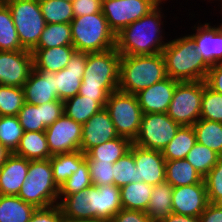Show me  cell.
<instances>
[{"mask_svg": "<svg viewBox=\"0 0 222 222\" xmlns=\"http://www.w3.org/2000/svg\"><path fill=\"white\" fill-rule=\"evenodd\" d=\"M58 195L50 160H29L26 181L17 196L38 209L57 205Z\"/></svg>", "mask_w": 222, "mask_h": 222, "instance_id": "8992f818", "label": "cell"}, {"mask_svg": "<svg viewBox=\"0 0 222 222\" xmlns=\"http://www.w3.org/2000/svg\"><path fill=\"white\" fill-rule=\"evenodd\" d=\"M90 194V219L98 218L108 222L122 209L120 188L115 185H92Z\"/></svg>", "mask_w": 222, "mask_h": 222, "instance_id": "44dd1931", "label": "cell"}, {"mask_svg": "<svg viewBox=\"0 0 222 222\" xmlns=\"http://www.w3.org/2000/svg\"><path fill=\"white\" fill-rule=\"evenodd\" d=\"M24 104L22 87L0 85V116H17Z\"/></svg>", "mask_w": 222, "mask_h": 222, "instance_id": "f35d334b", "label": "cell"}, {"mask_svg": "<svg viewBox=\"0 0 222 222\" xmlns=\"http://www.w3.org/2000/svg\"><path fill=\"white\" fill-rule=\"evenodd\" d=\"M204 81L209 88L222 94V63L210 66Z\"/></svg>", "mask_w": 222, "mask_h": 222, "instance_id": "816d5d0a", "label": "cell"}, {"mask_svg": "<svg viewBox=\"0 0 222 222\" xmlns=\"http://www.w3.org/2000/svg\"><path fill=\"white\" fill-rule=\"evenodd\" d=\"M33 69L31 51H0V85L23 87Z\"/></svg>", "mask_w": 222, "mask_h": 222, "instance_id": "4fadbf2b", "label": "cell"}, {"mask_svg": "<svg viewBox=\"0 0 222 222\" xmlns=\"http://www.w3.org/2000/svg\"><path fill=\"white\" fill-rule=\"evenodd\" d=\"M119 137L108 111L102 108L82 125L80 150L86 154L94 146Z\"/></svg>", "mask_w": 222, "mask_h": 222, "instance_id": "ac0fdd59", "label": "cell"}, {"mask_svg": "<svg viewBox=\"0 0 222 222\" xmlns=\"http://www.w3.org/2000/svg\"><path fill=\"white\" fill-rule=\"evenodd\" d=\"M14 154L27 160H45L52 156L44 131H24Z\"/></svg>", "mask_w": 222, "mask_h": 222, "instance_id": "d4e9b609", "label": "cell"}, {"mask_svg": "<svg viewBox=\"0 0 222 222\" xmlns=\"http://www.w3.org/2000/svg\"><path fill=\"white\" fill-rule=\"evenodd\" d=\"M179 82L166 77L136 94L142 114L166 113Z\"/></svg>", "mask_w": 222, "mask_h": 222, "instance_id": "d6986e66", "label": "cell"}, {"mask_svg": "<svg viewBox=\"0 0 222 222\" xmlns=\"http://www.w3.org/2000/svg\"><path fill=\"white\" fill-rule=\"evenodd\" d=\"M60 222H106L102 219L91 218V219H76V218H65L62 217Z\"/></svg>", "mask_w": 222, "mask_h": 222, "instance_id": "9f6ffc18", "label": "cell"}, {"mask_svg": "<svg viewBox=\"0 0 222 222\" xmlns=\"http://www.w3.org/2000/svg\"><path fill=\"white\" fill-rule=\"evenodd\" d=\"M207 1H208V2H209V1H210V2H211V1H214V2H215V1H220V2H222V0H207Z\"/></svg>", "mask_w": 222, "mask_h": 222, "instance_id": "94428289", "label": "cell"}, {"mask_svg": "<svg viewBox=\"0 0 222 222\" xmlns=\"http://www.w3.org/2000/svg\"><path fill=\"white\" fill-rule=\"evenodd\" d=\"M207 190L209 203H213L222 192V155L216 165L203 178Z\"/></svg>", "mask_w": 222, "mask_h": 222, "instance_id": "bcb514c9", "label": "cell"}, {"mask_svg": "<svg viewBox=\"0 0 222 222\" xmlns=\"http://www.w3.org/2000/svg\"><path fill=\"white\" fill-rule=\"evenodd\" d=\"M93 186L114 185L113 163L88 162Z\"/></svg>", "mask_w": 222, "mask_h": 222, "instance_id": "f6af8a7d", "label": "cell"}, {"mask_svg": "<svg viewBox=\"0 0 222 222\" xmlns=\"http://www.w3.org/2000/svg\"><path fill=\"white\" fill-rule=\"evenodd\" d=\"M18 50L26 49L19 42V36L8 6L0 0V51Z\"/></svg>", "mask_w": 222, "mask_h": 222, "instance_id": "e575fe53", "label": "cell"}, {"mask_svg": "<svg viewBox=\"0 0 222 222\" xmlns=\"http://www.w3.org/2000/svg\"><path fill=\"white\" fill-rule=\"evenodd\" d=\"M25 102L34 105L59 100L55 73L33 69L23 85Z\"/></svg>", "mask_w": 222, "mask_h": 222, "instance_id": "ffe728a7", "label": "cell"}, {"mask_svg": "<svg viewBox=\"0 0 222 222\" xmlns=\"http://www.w3.org/2000/svg\"><path fill=\"white\" fill-rule=\"evenodd\" d=\"M155 1L159 4H164L165 5V2H167L168 0H155Z\"/></svg>", "mask_w": 222, "mask_h": 222, "instance_id": "680465c9", "label": "cell"}, {"mask_svg": "<svg viewBox=\"0 0 222 222\" xmlns=\"http://www.w3.org/2000/svg\"><path fill=\"white\" fill-rule=\"evenodd\" d=\"M121 54L116 47L88 53L79 95L95 99L105 108L108 96L118 90Z\"/></svg>", "mask_w": 222, "mask_h": 222, "instance_id": "7a4b0ae2", "label": "cell"}, {"mask_svg": "<svg viewBox=\"0 0 222 222\" xmlns=\"http://www.w3.org/2000/svg\"><path fill=\"white\" fill-rule=\"evenodd\" d=\"M166 181L173 187L204 183L203 177L186 159L166 161Z\"/></svg>", "mask_w": 222, "mask_h": 222, "instance_id": "f1b7e54d", "label": "cell"}, {"mask_svg": "<svg viewBox=\"0 0 222 222\" xmlns=\"http://www.w3.org/2000/svg\"><path fill=\"white\" fill-rule=\"evenodd\" d=\"M72 45L70 23L46 24L34 48H52Z\"/></svg>", "mask_w": 222, "mask_h": 222, "instance_id": "d590c367", "label": "cell"}, {"mask_svg": "<svg viewBox=\"0 0 222 222\" xmlns=\"http://www.w3.org/2000/svg\"><path fill=\"white\" fill-rule=\"evenodd\" d=\"M132 141L119 136L91 148L85 155L87 162L115 163L129 152Z\"/></svg>", "mask_w": 222, "mask_h": 222, "instance_id": "cb8c5ba5", "label": "cell"}, {"mask_svg": "<svg viewBox=\"0 0 222 222\" xmlns=\"http://www.w3.org/2000/svg\"><path fill=\"white\" fill-rule=\"evenodd\" d=\"M62 211L59 205L47 208H38L32 214L29 222H60Z\"/></svg>", "mask_w": 222, "mask_h": 222, "instance_id": "c3c4849f", "label": "cell"}, {"mask_svg": "<svg viewBox=\"0 0 222 222\" xmlns=\"http://www.w3.org/2000/svg\"><path fill=\"white\" fill-rule=\"evenodd\" d=\"M23 132L18 116H0V142L12 153L18 148Z\"/></svg>", "mask_w": 222, "mask_h": 222, "instance_id": "60d3db41", "label": "cell"}, {"mask_svg": "<svg viewBox=\"0 0 222 222\" xmlns=\"http://www.w3.org/2000/svg\"><path fill=\"white\" fill-rule=\"evenodd\" d=\"M49 160L53 170V179L57 186L60 187L79 169L80 165L86 160V155L81 150H78L53 155Z\"/></svg>", "mask_w": 222, "mask_h": 222, "instance_id": "4316f807", "label": "cell"}, {"mask_svg": "<svg viewBox=\"0 0 222 222\" xmlns=\"http://www.w3.org/2000/svg\"><path fill=\"white\" fill-rule=\"evenodd\" d=\"M90 187L78 193L65 196L59 203L62 217L90 219Z\"/></svg>", "mask_w": 222, "mask_h": 222, "instance_id": "836d02e7", "label": "cell"}, {"mask_svg": "<svg viewBox=\"0 0 222 222\" xmlns=\"http://www.w3.org/2000/svg\"><path fill=\"white\" fill-rule=\"evenodd\" d=\"M12 154L1 142H0V169L3 167L8 157Z\"/></svg>", "mask_w": 222, "mask_h": 222, "instance_id": "11a10c76", "label": "cell"}, {"mask_svg": "<svg viewBox=\"0 0 222 222\" xmlns=\"http://www.w3.org/2000/svg\"><path fill=\"white\" fill-rule=\"evenodd\" d=\"M180 126L166 113L142 114L139 133L133 144L162 151L175 137Z\"/></svg>", "mask_w": 222, "mask_h": 222, "instance_id": "30bf717a", "label": "cell"}, {"mask_svg": "<svg viewBox=\"0 0 222 222\" xmlns=\"http://www.w3.org/2000/svg\"><path fill=\"white\" fill-rule=\"evenodd\" d=\"M76 52L73 45L52 48H33V65L35 70L58 72L64 69L72 55Z\"/></svg>", "mask_w": 222, "mask_h": 222, "instance_id": "603a6c76", "label": "cell"}, {"mask_svg": "<svg viewBox=\"0 0 222 222\" xmlns=\"http://www.w3.org/2000/svg\"><path fill=\"white\" fill-rule=\"evenodd\" d=\"M63 101L42 104V123L47 128L63 115Z\"/></svg>", "mask_w": 222, "mask_h": 222, "instance_id": "7dc6e473", "label": "cell"}, {"mask_svg": "<svg viewBox=\"0 0 222 222\" xmlns=\"http://www.w3.org/2000/svg\"><path fill=\"white\" fill-rule=\"evenodd\" d=\"M220 6H222V2H221V5ZM222 8V7H221ZM221 15H222V9L220 10V12H219ZM222 18V17H221ZM220 21H222V19H220ZM218 24H220L219 26L222 28V22L221 23H218Z\"/></svg>", "mask_w": 222, "mask_h": 222, "instance_id": "91938a15", "label": "cell"}, {"mask_svg": "<svg viewBox=\"0 0 222 222\" xmlns=\"http://www.w3.org/2000/svg\"><path fill=\"white\" fill-rule=\"evenodd\" d=\"M153 186L147 183L133 182L120 188L122 209L126 210H147Z\"/></svg>", "mask_w": 222, "mask_h": 222, "instance_id": "83f0119b", "label": "cell"}, {"mask_svg": "<svg viewBox=\"0 0 222 222\" xmlns=\"http://www.w3.org/2000/svg\"><path fill=\"white\" fill-rule=\"evenodd\" d=\"M199 218L201 222H222V209L209 203Z\"/></svg>", "mask_w": 222, "mask_h": 222, "instance_id": "f5cc1de1", "label": "cell"}, {"mask_svg": "<svg viewBox=\"0 0 222 222\" xmlns=\"http://www.w3.org/2000/svg\"><path fill=\"white\" fill-rule=\"evenodd\" d=\"M102 108L95 99L79 94L63 101L64 114L82 125Z\"/></svg>", "mask_w": 222, "mask_h": 222, "instance_id": "1f68e13d", "label": "cell"}, {"mask_svg": "<svg viewBox=\"0 0 222 222\" xmlns=\"http://www.w3.org/2000/svg\"><path fill=\"white\" fill-rule=\"evenodd\" d=\"M168 77L162 53L155 55H121L118 90L136 95Z\"/></svg>", "mask_w": 222, "mask_h": 222, "instance_id": "277c9868", "label": "cell"}, {"mask_svg": "<svg viewBox=\"0 0 222 222\" xmlns=\"http://www.w3.org/2000/svg\"><path fill=\"white\" fill-rule=\"evenodd\" d=\"M134 157L137 169V182H145L154 186L166 181L165 164L162 151L146 149L136 144L129 150Z\"/></svg>", "mask_w": 222, "mask_h": 222, "instance_id": "5bb4252c", "label": "cell"}, {"mask_svg": "<svg viewBox=\"0 0 222 222\" xmlns=\"http://www.w3.org/2000/svg\"><path fill=\"white\" fill-rule=\"evenodd\" d=\"M29 160L12 153L0 169V195L17 196L28 174Z\"/></svg>", "mask_w": 222, "mask_h": 222, "instance_id": "7402d4cb", "label": "cell"}, {"mask_svg": "<svg viewBox=\"0 0 222 222\" xmlns=\"http://www.w3.org/2000/svg\"><path fill=\"white\" fill-rule=\"evenodd\" d=\"M162 54L167 76L178 82L204 81L210 66L196 49L194 39L188 34L169 39Z\"/></svg>", "mask_w": 222, "mask_h": 222, "instance_id": "3957f363", "label": "cell"}, {"mask_svg": "<svg viewBox=\"0 0 222 222\" xmlns=\"http://www.w3.org/2000/svg\"><path fill=\"white\" fill-rule=\"evenodd\" d=\"M208 204L205 183L173 187V213L199 217Z\"/></svg>", "mask_w": 222, "mask_h": 222, "instance_id": "2e32d148", "label": "cell"}, {"mask_svg": "<svg viewBox=\"0 0 222 222\" xmlns=\"http://www.w3.org/2000/svg\"><path fill=\"white\" fill-rule=\"evenodd\" d=\"M105 109L117 134L133 142L139 133L142 118L137 96L120 90L113 91L108 96Z\"/></svg>", "mask_w": 222, "mask_h": 222, "instance_id": "ba28073f", "label": "cell"}, {"mask_svg": "<svg viewBox=\"0 0 222 222\" xmlns=\"http://www.w3.org/2000/svg\"><path fill=\"white\" fill-rule=\"evenodd\" d=\"M163 4L116 34V49L121 55L139 56L162 53L165 39ZM162 18L163 21H162ZM166 40V41H165Z\"/></svg>", "mask_w": 222, "mask_h": 222, "instance_id": "6da1fadb", "label": "cell"}, {"mask_svg": "<svg viewBox=\"0 0 222 222\" xmlns=\"http://www.w3.org/2000/svg\"><path fill=\"white\" fill-rule=\"evenodd\" d=\"M197 23L190 27L193 33L189 34L194 39L196 49L209 66L222 63V28L211 22Z\"/></svg>", "mask_w": 222, "mask_h": 222, "instance_id": "9a60e30c", "label": "cell"}, {"mask_svg": "<svg viewBox=\"0 0 222 222\" xmlns=\"http://www.w3.org/2000/svg\"><path fill=\"white\" fill-rule=\"evenodd\" d=\"M17 116L23 131H45L46 129L42 123V104L34 105L25 102Z\"/></svg>", "mask_w": 222, "mask_h": 222, "instance_id": "ee69618b", "label": "cell"}, {"mask_svg": "<svg viewBox=\"0 0 222 222\" xmlns=\"http://www.w3.org/2000/svg\"><path fill=\"white\" fill-rule=\"evenodd\" d=\"M46 24L71 23L74 18L72 3L64 0H39Z\"/></svg>", "mask_w": 222, "mask_h": 222, "instance_id": "8d00e7d4", "label": "cell"}, {"mask_svg": "<svg viewBox=\"0 0 222 222\" xmlns=\"http://www.w3.org/2000/svg\"><path fill=\"white\" fill-rule=\"evenodd\" d=\"M92 186L87 159L79 169L59 187L58 203L68 195L78 193Z\"/></svg>", "mask_w": 222, "mask_h": 222, "instance_id": "ab89813d", "label": "cell"}, {"mask_svg": "<svg viewBox=\"0 0 222 222\" xmlns=\"http://www.w3.org/2000/svg\"><path fill=\"white\" fill-rule=\"evenodd\" d=\"M113 175L114 185L119 188L137 182V169L130 151L113 164Z\"/></svg>", "mask_w": 222, "mask_h": 222, "instance_id": "7bdbcfd3", "label": "cell"}, {"mask_svg": "<svg viewBox=\"0 0 222 222\" xmlns=\"http://www.w3.org/2000/svg\"><path fill=\"white\" fill-rule=\"evenodd\" d=\"M219 156L218 153L209 147L196 142L185 159L204 178L216 165Z\"/></svg>", "mask_w": 222, "mask_h": 222, "instance_id": "74e56055", "label": "cell"}, {"mask_svg": "<svg viewBox=\"0 0 222 222\" xmlns=\"http://www.w3.org/2000/svg\"><path fill=\"white\" fill-rule=\"evenodd\" d=\"M212 204L217 208L222 209V192H220V197H218Z\"/></svg>", "mask_w": 222, "mask_h": 222, "instance_id": "6f0895ef", "label": "cell"}, {"mask_svg": "<svg viewBox=\"0 0 222 222\" xmlns=\"http://www.w3.org/2000/svg\"><path fill=\"white\" fill-rule=\"evenodd\" d=\"M161 222H201L199 217L195 216H185L177 213L169 214Z\"/></svg>", "mask_w": 222, "mask_h": 222, "instance_id": "db71d44e", "label": "cell"}, {"mask_svg": "<svg viewBox=\"0 0 222 222\" xmlns=\"http://www.w3.org/2000/svg\"><path fill=\"white\" fill-rule=\"evenodd\" d=\"M158 4L155 0H102L101 11L109 28L116 35L123 28L147 15Z\"/></svg>", "mask_w": 222, "mask_h": 222, "instance_id": "8fae6325", "label": "cell"}, {"mask_svg": "<svg viewBox=\"0 0 222 222\" xmlns=\"http://www.w3.org/2000/svg\"><path fill=\"white\" fill-rule=\"evenodd\" d=\"M196 142L193 127L181 125L175 137L162 150L163 157L166 161L185 159Z\"/></svg>", "mask_w": 222, "mask_h": 222, "instance_id": "4dcf8cb0", "label": "cell"}, {"mask_svg": "<svg viewBox=\"0 0 222 222\" xmlns=\"http://www.w3.org/2000/svg\"><path fill=\"white\" fill-rule=\"evenodd\" d=\"M88 52L76 51L67 66L55 72V83L59 100L65 101L78 94L82 83Z\"/></svg>", "mask_w": 222, "mask_h": 222, "instance_id": "e0dca14e", "label": "cell"}, {"mask_svg": "<svg viewBox=\"0 0 222 222\" xmlns=\"http://www.w3.org/2000/svg\"><path fill=\"white\" fill-rule=\"evenodd\" d=\"M9 8L21 46L31 51L45 28L39 0H2Z\"/></svg>", "mask_w": 222, "mask_h": 222, "instance_id": "52a82bcc", "label": "cell"}, {"mask_svg": "<svg viewBox=\"0 0 222 222\" xmlns=\"http://www.w3.org/2000/svg\"><path fill=\"white\" fill-rule=\"evenodd\" d=\"M203 81L179 82L166 114L184 126H193L201 115Z\"/></svg>", "mask_w": 222, "mask_h": 222, "instance_id": "9c48e42d", "label": "cell"}, {"mask_svg": "<svg viewBox=\"0 0 222 222\" xmlns=\"http://www.w3.org/2000/svg\"><path fill=\"white\" fill-rule=\"evenodd\" d=\"M172 193L173 186L167 181L153 186V191L146 210V214L150 217L152 222H161L173 212Z\"/></svg>", "mask_w": 222, "mask_h": 222, "instance_id": "484cf974", "label": "cell"}, {"mask_svg": "<svg viewBox=\"0 0 222 222\" xmlns=\"http://www.w3.org/2000/svg\"><path fill=\"white\" fill-rule=\"evenodd\" d=\"M35 210L18 196L0 195V222H29Z\"/></svg>", "mask_w": 222, "mask_h": 222, "instance_id": "f546056e", "label": "cell"}, {"mask_svg": "<svg viewBox=\"0 0 222 222\" xmlns=\"http://www.w3.org/2000/svg\"><path fill=\"white\" fill-rule=\"evenodd\" d=\"M201 119L222 123V94L209 88L203 81Z\"/></svg>", "mask_w": 222, "mask_h": 222, "instance_id": "b9f144b4", "label": "cell"}, {"mask_svg": "<svg viewBox=\"0 0 222 222\" xmlns=\"http://www.w3.org/2000/svg\"><path fill=\"white\" fill-rule=\"evenodd\" d=\"M196 141L222 155V123L199 119L193 126Z\"/></svg>", "mask_w": 222, "mask_h": 222, "instance_id": "d6a6232c", "label": "cell"}, {"mask_svg": "<svg viewBox=\"0 0 222 222\" xmlns=\"http://www.w3.org/2000/svg\"><path fill=\"white\" fill-rule=\"evenodd\" d=\"M108 222H152L145 211L121 209Z\"/></svg>", "mask_w": 222, "mask_h": 222, "instance_id": "f907efd6", "label": "cell"}, {"mask_svg": "<svg viewBox=\"0 0 222 222\" xmlns=\"http://www.w3.org/2000/svg\"><path fill=\"white\" fill-rule=\"evenodd\" d=\"M71 3L74 17L101 12L102 0H74Z\"/></svg>", "mask_w": 222, "mask_h": 222, "instance_id": "681fc988", "label": "cell"}, {"mask_svg": "<svg viewBox=\"0 0 222 222\" xmlns=\"http://www.w3.org/2000/svg\"><path fill=\"white\" fill-rule=\"evenodd\" d=\"M47 144L51 155L80 150L82 124L63 115L45 129Z\"/></svg>", "mask_w": 222, "mask_h": 222, "instance_id": "7c38bea8", "label": "cell"}, {"mask_svg": "<svg viewBox=\"0 0 222 222\" xmlns=\"http://www.w3.org/2000/svg\"><path fill=\"white\" fill-rule=\"evenodd\" d=\"M72 45L78 52H103L116 47V35L101 12L74 17Z\"/></svg>", "mask_w": 222, "mask_h": 222, "instance_id": "5b68a950", "label": "cell"}]
</instances>
